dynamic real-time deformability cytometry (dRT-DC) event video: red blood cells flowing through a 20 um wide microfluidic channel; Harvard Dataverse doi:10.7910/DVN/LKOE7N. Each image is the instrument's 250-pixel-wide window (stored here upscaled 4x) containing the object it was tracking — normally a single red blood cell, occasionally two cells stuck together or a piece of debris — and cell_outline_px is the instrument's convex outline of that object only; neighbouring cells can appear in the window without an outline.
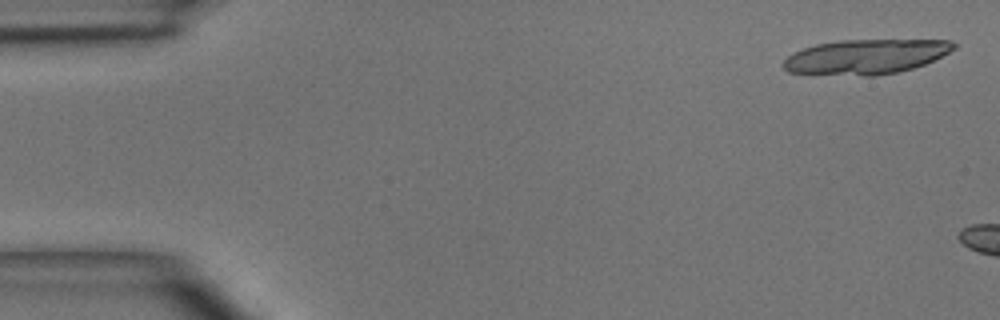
{"species": "common noctule bat (a hibernating species)", "species_latin": "Nyctalus noctula", "temperature_condition": "room temperature", "stored_images_in_passage": 3, "camera_frame_rate_fps": 3000, "um_per_image_px": 0.085, "animal": {"sex": "male", "body_mass_g": 15.6}, "frame": {"image": 1, "passage_image": 1, "time_ms": 0.0, "image_size_px": [1000, 320], "cell_outline_px": [[956, 48], [924, 64], [912, 68], [896, 72], [876, 76], [864, 76], [788, 72], [784, 68], [784, 60], [788, 56], [804, 48], [816, 44], [840, 40], [952, 40], [956, 44]], "centroid_in_image_um": [73.61, 4.81], "position_along_channel_um": 11.4, "area_um2": 34.16}}